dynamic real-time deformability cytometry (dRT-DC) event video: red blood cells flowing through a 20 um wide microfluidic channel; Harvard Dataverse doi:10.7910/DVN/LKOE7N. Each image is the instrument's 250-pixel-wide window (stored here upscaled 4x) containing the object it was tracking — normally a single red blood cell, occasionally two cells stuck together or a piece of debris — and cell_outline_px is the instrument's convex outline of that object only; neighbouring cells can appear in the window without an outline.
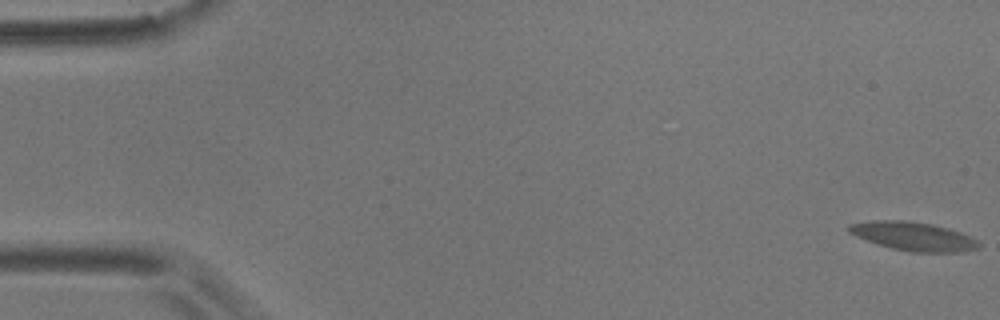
{"species": "common noctule bat (a hibernating species)", "species_latin": "Nyctalus noctula", "temperature_condition": "room temperature", "stored_images_in_passage": 5, "camera_frame_rate_fps": 3000, "um_per_image_px": 0.085, "animal": {"sex": "male", "body_mass_g": 17.9}, "frame": {"image": 1, "passage_image": 1, "time_ms": 0.0, "image_size_px": [1000, 320], "cell_outline_px": [[980, 248], [960, 252], [908, 252], [876, 244], [856, 236], [848, 232], [848, 224], [872, 220], [904, 220], [932, 224], [948, 228], [960, 232], [976, 240], [980, 244]], "centroid_in_image_um": [77.61, 20.08], "position_along_channel_um": 7.4, "area_um2": 21.73}}
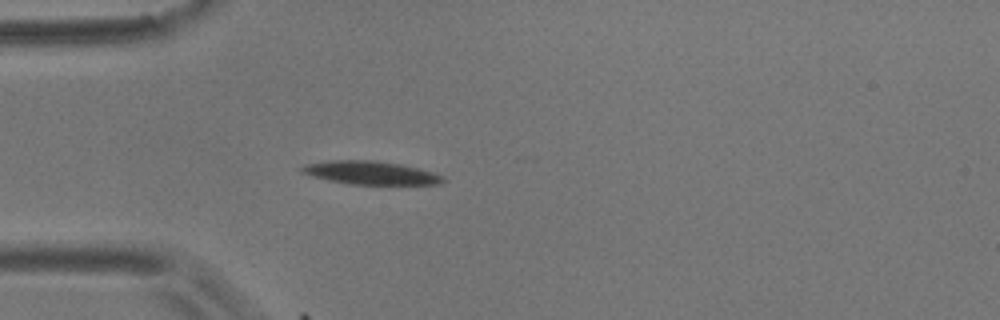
{"frame": {"image": 2, "passage_image": 5, "time_ms": 1.333, "image_size_px": [1000, 320], "cell_outline_px": [[444, 180], [440, 184], [348, 184], [328, 180], [312, 176], [300, 172], [300, 168], [304, 164], [328, 160], [372, 160], [400, 164], [432, 172], [444, 176]], "centroid_in_image_um": [31.44, 14.68], "position_along_channel_um": 53.6, "area_um2": 19.07}}